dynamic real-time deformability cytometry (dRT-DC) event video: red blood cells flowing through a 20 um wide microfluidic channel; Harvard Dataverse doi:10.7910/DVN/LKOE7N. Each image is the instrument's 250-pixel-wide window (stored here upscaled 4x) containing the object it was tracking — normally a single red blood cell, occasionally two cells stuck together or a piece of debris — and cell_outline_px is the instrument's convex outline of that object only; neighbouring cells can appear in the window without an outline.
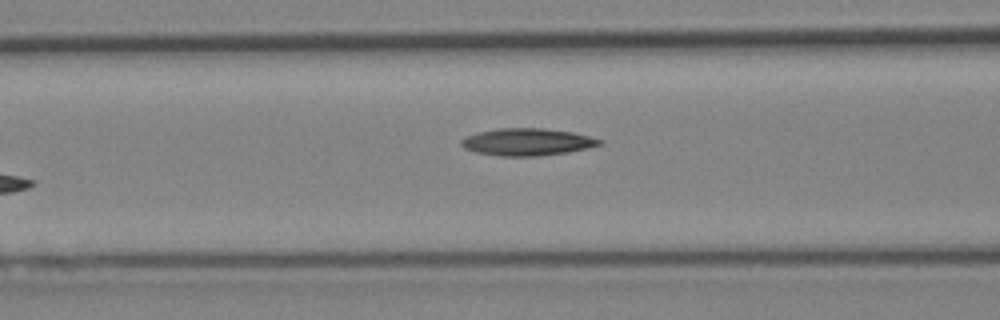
{"species": "Egyptian fruit bat (a non-hibernating species)", "species_latin": "Rousettus aegyptiacus", "temperature_condition": "cold", "stored_images_in_passage": 5, "camera_frame_rate_fps": 3000, "um_per_image_px": 0.085, "animal": {"sex": "female"}, "frame": {"image": 1, "passage_image": 5, "time_ms": 4.667, "image_size_px": [1000, 320], "cell_outline_px": [[604, 144], [588, 148], [568, 152], [536, 156], [500, 156], [476, 152], [464, 148], [460, 144], [460, 140], [468, 136], [480, 132], [496, 128], [544, 128], [572, 132], [604, 140]], "centroid_in_image_um": [44.84, 12.06], "position_along_channel_um": 121.8, "area_um2": 21.91}}